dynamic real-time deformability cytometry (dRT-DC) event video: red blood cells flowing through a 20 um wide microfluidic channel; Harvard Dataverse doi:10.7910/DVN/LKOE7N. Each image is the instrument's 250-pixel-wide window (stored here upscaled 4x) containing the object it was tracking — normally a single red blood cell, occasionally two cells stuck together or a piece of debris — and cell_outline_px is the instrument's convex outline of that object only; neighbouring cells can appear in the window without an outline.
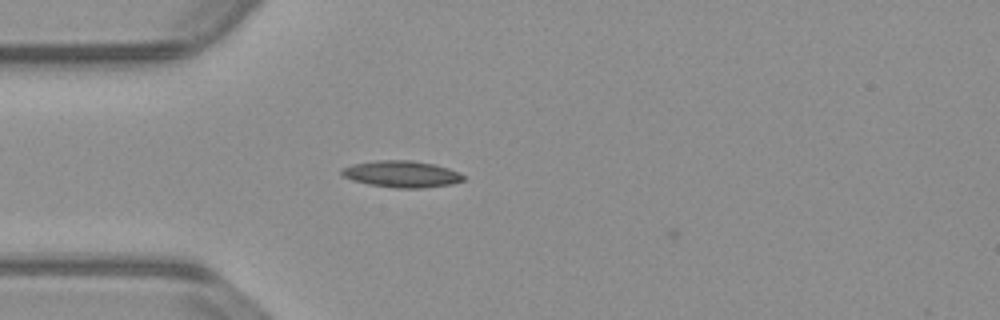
{"species": "common noctule bat (a hibernating species)", "species_latin": "Nyctalus noctula", "temperature_condition": "warm", "stored_images_in_passage": 7, "camera_frame_rate_fps": 3000, "um_per_image_px": 0.085, "animal": {"sex": "male", "body_mass_g": 23.1, "forearm_length_mm": 52.7}, "frame": {"image": 1, "passage_image": 6, "time_ms": 1.667, "image_size_px": [1000, 320], "cell_outline_px": [[464, 180], [452, 184], [420, 188], [396, 188], [368, 184], [352, 180], [344, 176], [340, 172], [340, 168], [352, 164], [376, 160], [412, 160], [436, 164], [448, 168], [464, 176]], "centroid_in_image_um": [34.1, 14.78], "position_along_channel_um": 50.9, "area_um2": 18.9}}